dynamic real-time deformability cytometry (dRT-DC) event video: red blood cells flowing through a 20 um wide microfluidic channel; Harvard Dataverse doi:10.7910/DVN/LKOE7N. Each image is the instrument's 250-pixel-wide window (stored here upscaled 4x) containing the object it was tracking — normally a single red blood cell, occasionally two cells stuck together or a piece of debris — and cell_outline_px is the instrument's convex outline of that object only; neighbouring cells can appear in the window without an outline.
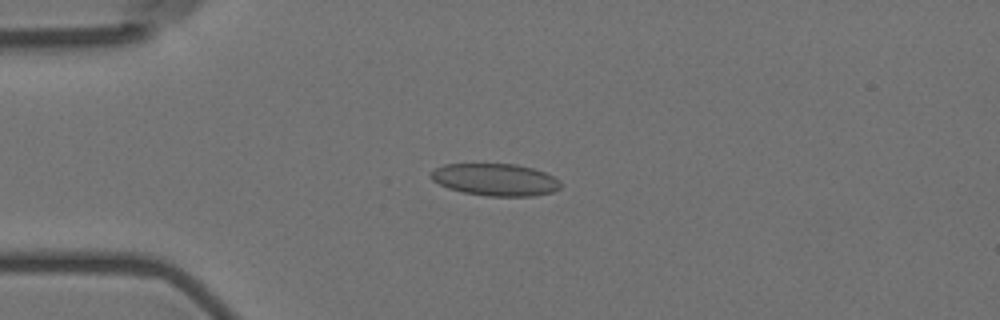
{"species": "Egyptian fruit bat (a non-hibernating species)", "species_latin": "Rousettus aegyptiacus", "temperature_condition": "room temperature", "stored_images_in_passage": 49, "camera_frame_rate_fps": 3000, "um_per_image_px": 0.085, "animal": {"sex": "female"}, "frame": {"image": 1, "passage_image": 7, "time_ms": 2.0, "image_size_px": [1000, 320], "cell_outline_px": [[560, 188], [552, 192], [532, 196], [488, 196], [464, 192], [448, 188], [432, 180], [428, 176], [428, 172], [444, 164], [516, 164], [532, 168], [544, 172], [560, 180]], "centroid_in_image_um": [42.07, 15.26], "position_along_channel_um": 42.9, "area_um2": 24.33}}
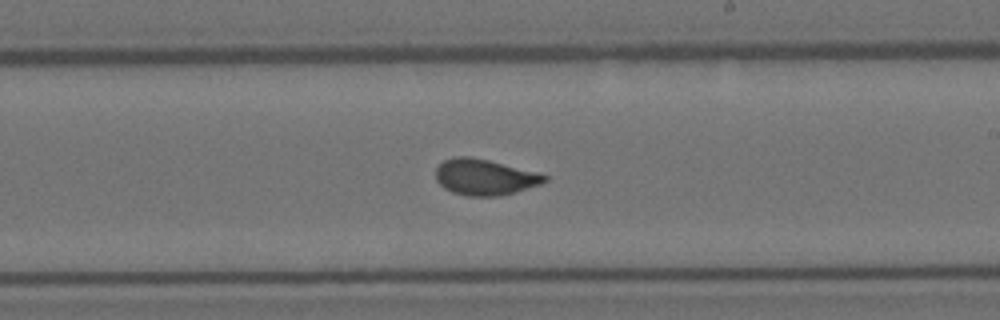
{"frame": {"image": 2, "passage_image": 26, "time_ms": 8.333, "image_size_px": [1000, 320], "cell_outline_px": [[548, 180], [540, 184], [500, 196], [468, 196], [452, 192], [444, 188], [436, 180], [436, 168], [444, 160], [456, 156], [468, 156], [488, 160], [536, 172], [548, 176]], "centroid_in_image_um": [41.17, 15.05], "position_along_channel_um": 247.8, "area_um2": 22.6}}
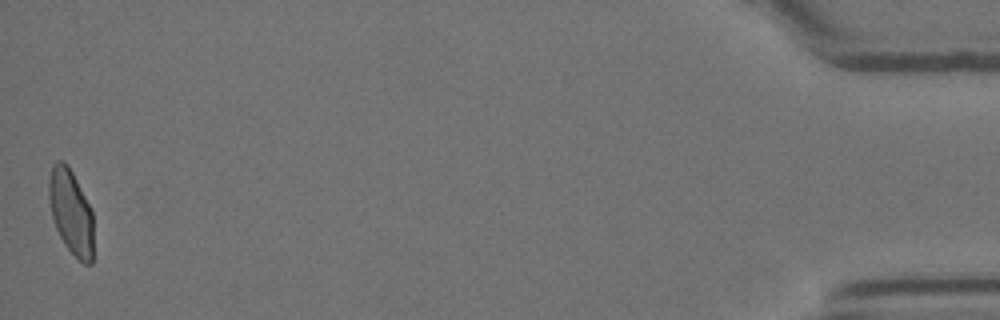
{"frame": {"image": 3, "passage_image": 49, "time_ms": 16.0, "image_size_px": [1000, 320], "cell_outline_px": [[92, 264], [84, 264], [64, 244], [56, 228], [52, 216], [48, 196], [48, 180], [52, 164], [56, 160], [64, 160], [68, 164], [92, 212]], "centroid_in_image_um": [6.0, 17.97], "position_along_channel_um": 429.2, "area_um2": 21.79}, "authors_computed_cell_mechanics": {"area_um2": 22.7154, "velocity_mm_per_s": 3.5915, "shape_relaxation_time_tau1_ms": null, "shape_relaxation_time_tau2_ms": 0.6584, "deformation_change_tau1": null, "deformation_change_tau2": 0.0452}}